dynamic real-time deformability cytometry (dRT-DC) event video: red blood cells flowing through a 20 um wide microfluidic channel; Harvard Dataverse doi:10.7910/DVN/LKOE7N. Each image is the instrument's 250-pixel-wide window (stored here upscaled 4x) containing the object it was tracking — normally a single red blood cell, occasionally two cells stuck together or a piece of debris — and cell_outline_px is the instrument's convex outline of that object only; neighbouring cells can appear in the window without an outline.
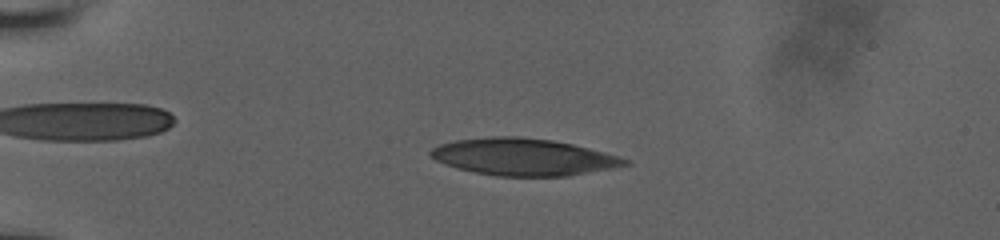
{"species": "human", "species_latin": "Homo sapiens", "temperature_condition": "room temperature", "stored_images_in_passage": 87, "camera_frame_rate_fps": 3000, "um_per_image_px": 0.085, "donor": {"sex": "male"}, "frame": {"image": 1, "passage_image": 22, "time_ms": 4.667, "image_size_px": [1000, 240], "cell_outline_px": [[632, 164], [612, 168], [568, 176], [496, 176], [476, 172], [444, 164], [428, 156], [428, 152], [432, 148], [440, 144], [456, 140], [488, 136], [520, 136], [552, 140], [572, 144], [620, 156], [632, 160]], "centroid_in_image_um": [44.51, 13.33], "position_along_channel_um": 40.5, "area_um2": 42.02}}
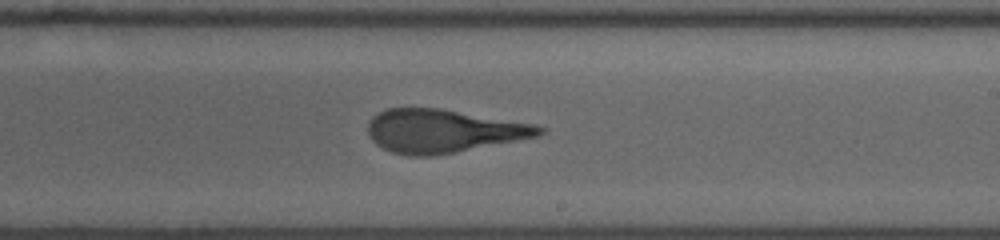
{"frame": {"image": 2, "passage_image": 53, "time_ms": 11.333, "image_size_px": [1000, 240], "cell_outline_px": [[544, 132], [540, 136], [432, 156], [412, 156], [392, 152], [376, 144], [372, 140], [368, 132], [368, 124], [372, 116], [388, 108], [440, 108], [532, 124], [544, 128]], "centroid_in_image_um": [37.64, 11.13], "position_along_channel_um": 251.4, "area_um2": 42.71}}
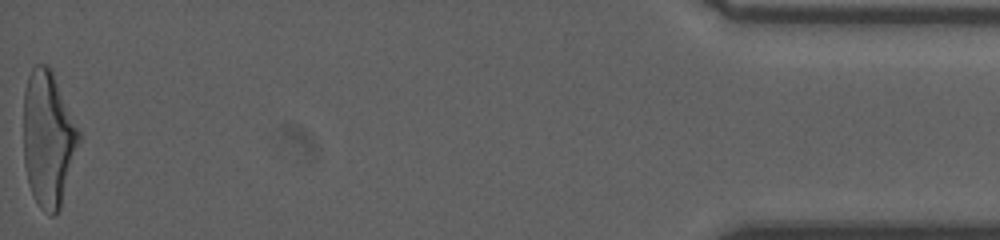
{"frame": {"image": 3, "passage_image": 87, "time_ms": 18.0, "image_size_px": [1000, 240], "cell_outline_px": [[80, 140], [60, 208], [52, 216], [48, 216], [40, 208], [32, 192], [28, 180], [24, 164], [24, 92], [28, 76], [32, 68], [36, 64], [44, 64], [52, 72], [80, 132]], "centroid_in_image_um": [4.08, 11.82], "position_along_channel_um": 431.1, "area_um2": 43.12}}